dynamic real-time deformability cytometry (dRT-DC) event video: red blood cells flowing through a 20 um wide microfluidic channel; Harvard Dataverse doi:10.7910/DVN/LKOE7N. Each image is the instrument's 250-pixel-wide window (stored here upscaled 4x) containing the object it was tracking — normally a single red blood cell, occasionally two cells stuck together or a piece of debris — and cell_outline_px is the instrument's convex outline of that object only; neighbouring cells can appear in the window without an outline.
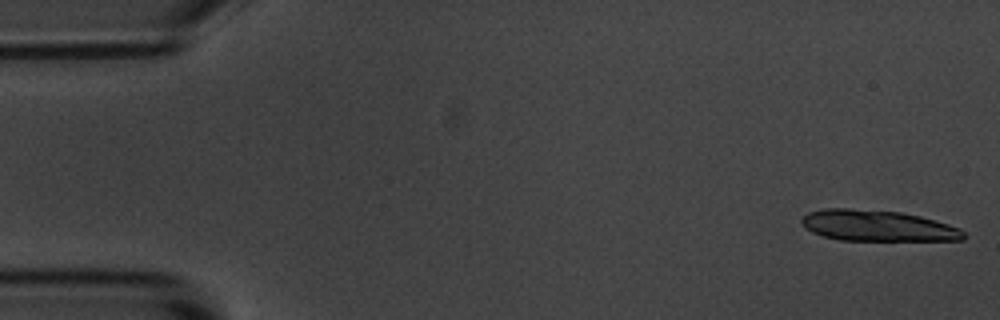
{"species": "common noctule bat (a hibernating species)", "species_latin": "Nyctalus noctula", "temperature_condition": "room temperature", "stored_images_in_passage": 5, "camera_frame_rate_fps": 3000, "um_per_image_px": 0.085, "animal": {"sex": "male", "body_mass_g": 20.1, "forearm_length_mm": 53.5}, "frame": {"image": 1, "passage_image": 1, "time_ms": 0.0, "image_size_px": [1000, 320], "cell_outline_px": [[968, 236], [964, 240], [840, 240], [824, 236], [812, 232], [804, 228], [800, 220], [808, 212], [824, 208], [848, 208], [900, 212], [920, 216], [948, 224], [960, 228]], "centroid_in_image_um": [74.59, 19.19], "position_along_channel_um": 10.4, "area_um2": 29.3}}